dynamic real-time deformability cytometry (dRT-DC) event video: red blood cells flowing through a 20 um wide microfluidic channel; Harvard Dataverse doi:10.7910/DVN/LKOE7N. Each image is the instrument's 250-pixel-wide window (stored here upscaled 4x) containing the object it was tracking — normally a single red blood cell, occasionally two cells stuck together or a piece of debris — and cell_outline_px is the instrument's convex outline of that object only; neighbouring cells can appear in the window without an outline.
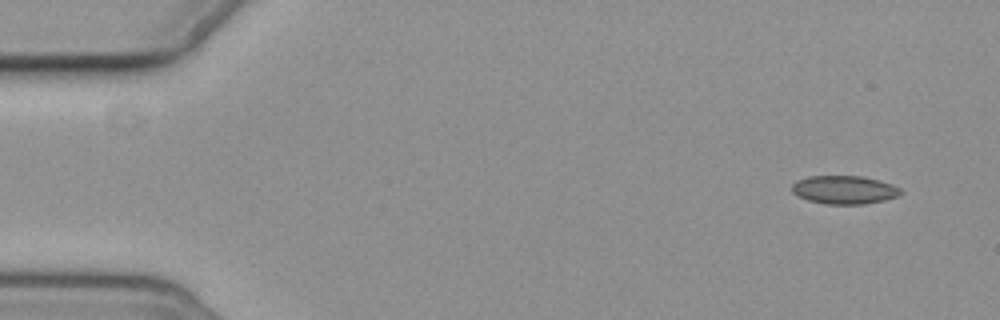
{"species": "common noctule bat (a hibernating species)", "species_latin": "Nyctalus noctula", "temperature_condition": "cold", "stored_images_in_passage": 5, "camera_frame_rate_fps": 3000, "um_per_image_px": 0.085, "animal": {"sex": "female", "body_mass_g": 19.3, "forearm_length_mm": 54.1}, "frame": {"image": 1, "passage_image": 5, "time_ms": 5.667, "image_size_px": [1000, 320], "cell_outline_px": [[900, 192], [896, 196], [884, 200], [864, 204], [828, 204], [808, 200], [796, 196], [792, 192], [792, 184], [796, 180], [808, 176], [864, 176], [880, 180], [892, 184], [900, 188]], "centroid_in_image_um": [71.72, 16.12], "position_along_channel_um": 13.3, "area_um2": 17.98}}